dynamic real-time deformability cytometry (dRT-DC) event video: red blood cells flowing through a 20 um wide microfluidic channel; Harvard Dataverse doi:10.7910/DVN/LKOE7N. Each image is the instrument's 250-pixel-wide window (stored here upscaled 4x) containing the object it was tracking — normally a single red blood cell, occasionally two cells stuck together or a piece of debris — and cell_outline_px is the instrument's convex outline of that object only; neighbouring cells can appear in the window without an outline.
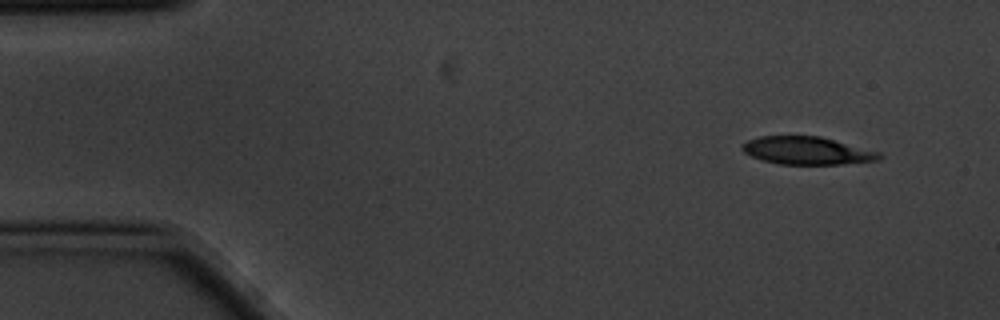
{"species": "common noctule bat (a hibernating species)", "species_latin": "Nyctalus noctula", "temperature_condition": "cold", "stored_images_in_passage": 4, "camera_frame_rate_fps": 3000, "um_per_image_px": 0.085, "animal": {"sex": "male", "body_mass_g": 20.1, "forearm_length_mm": 53.5}, "frame": {"image": 1, "passage_image": 1, "time_ms": 0.0, "image_size_px": [1000, 320], "cell_outline_px": [[884, 156], [880, 160], [844, 164], [780, 164], [760, 160], [744, 152], [740, 148], [748, 140], [760, 136], [820, 136], [880, 152]], "centroid_in_image_um": [68.62, 12.81], "position_along_channel_um": 16.4, "area_um2": 22.2}}